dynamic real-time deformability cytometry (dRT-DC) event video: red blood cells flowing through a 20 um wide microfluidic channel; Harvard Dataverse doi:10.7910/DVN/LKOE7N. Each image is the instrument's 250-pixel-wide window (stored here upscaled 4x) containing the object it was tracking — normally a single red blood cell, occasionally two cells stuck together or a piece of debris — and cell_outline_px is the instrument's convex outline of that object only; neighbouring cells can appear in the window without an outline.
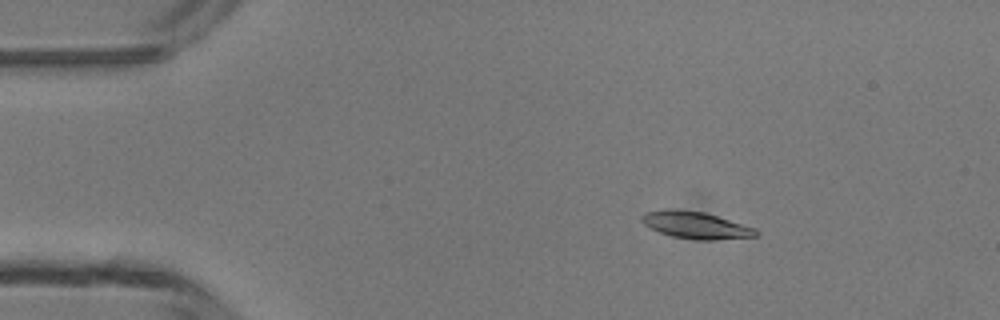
{"species": "common noctule bat (a hibernating species)", "species_latin": "Nyctalus noctula", "temperature_condition": "room temperature", "stored_images_in_passage": 6, "camera_frame_rate_fps": 3000, "um_per_image_px": 0.085, "animal": {"sex": "male", "body_mass_g": 13.3}, "frame": {"image": 1, "passage_image": 2, "time_ms": 1.0, "image_size_px": [1000, 320], "cell_outline_px": [[760, 232], [756, 236], [712, 240], [696, 240], [672, 236], [648, 228], [640, 220], [640, 216], [644, 212], [668, 208], [704, 212], [756, 228]], "centroid_in_image_um": [59.09, 19.13], "position_along_channel_um": 25.9, "area_um2": 18.09}}
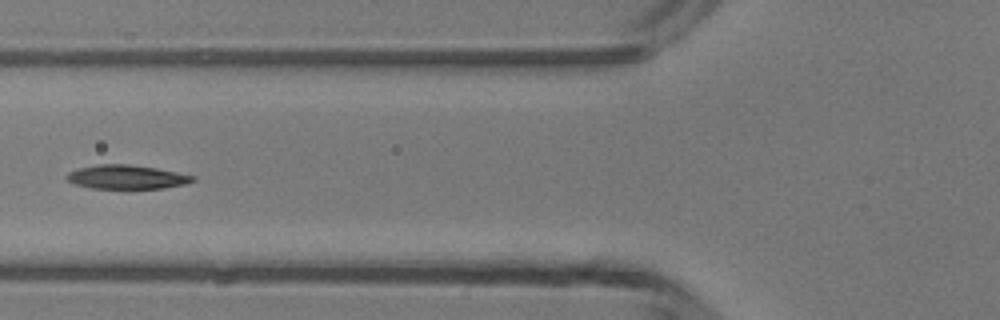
{"frame": {"image": 2, "passage_image": 5, "time_ms": 4.667, "image_size_px": [1000, 320], "cell_outline_px": [[196, 180], [184, 184], [164, 188], [92, 188], [76, 184], [68, 180], [64, 176], [68, 172], [80, 168], [100, 164], [128, 164], [156, 168], [196, 176]], "centroid_in_image_um": [10.78, 15.04], "position_along_channel_um": 115.0, "area_um2": 17.4}}
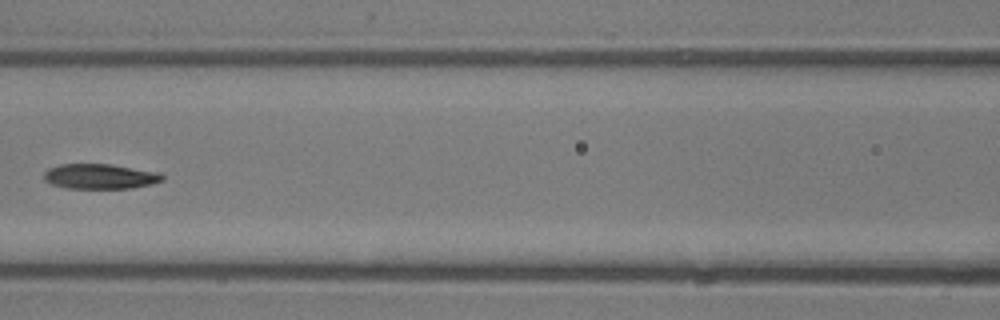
{"frame": {"image": 3, "passage_image": 6, "time_ms": 5.667, "image_size_px": [1000, 320], "cell_outline_px": [[164, 180], [152, 184], [132, 188], [64, 188], [52, 184], [44, 180], [44, 172], [48, 168], [60, 164], [108, 164], [160, 172], [164, 176]], "centroid_in_image_um": [8.51, 14.99], "position_along_channel_um": 158.1, "area_um2": 17.34}}